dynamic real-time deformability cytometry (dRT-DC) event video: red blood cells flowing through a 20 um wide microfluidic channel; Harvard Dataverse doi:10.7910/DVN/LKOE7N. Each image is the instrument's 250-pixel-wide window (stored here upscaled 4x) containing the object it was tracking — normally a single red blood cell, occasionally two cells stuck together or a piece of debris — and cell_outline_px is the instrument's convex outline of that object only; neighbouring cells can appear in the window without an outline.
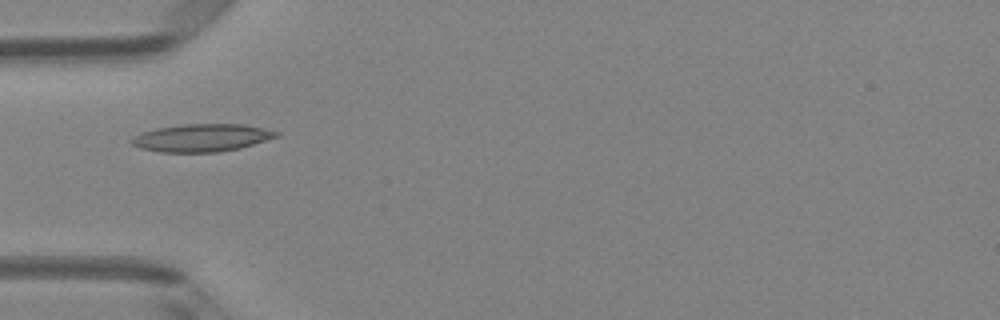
{"species": "Egyptian fruit bat (a non-hibernating species)", "species_latin": "Rousettus aegyptiacus", "temperature_condition": "room temperature", "stored_images_in_passage": 31, "camera_frame_rate_fps": 3000, "um_per_image_px": 0.085, "animal": {"sex": "female"}, "frame": {"image": 1, "passage_image": 1, "time_ms": 0.0, "image_size_px": [1000, 320], "cell_outline_px": [[280, 136], [240, 148], [216, 152], [160, 152], [140, 148], [132, 144], [128, 140], [140, 132], [156, 128], [184, 124], [244, 124], [280, 132]], "centroid_in_image_um": [17.12, 11.71], "position_along_channel_um": 67.9, "area_um2": 23.41}}
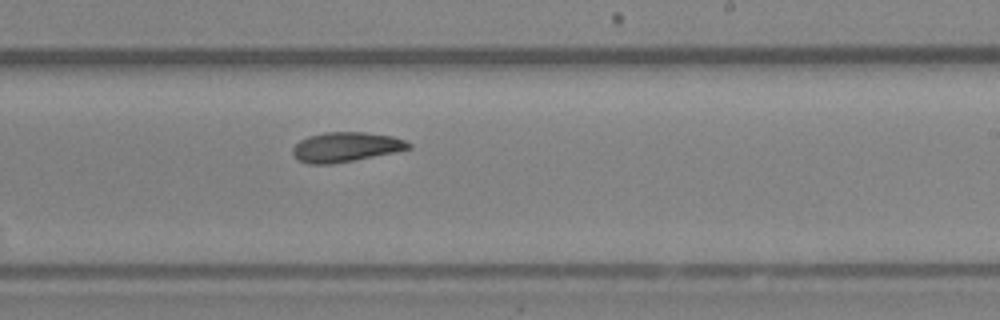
{"frame": {"image": 2, "passage_image": 15, "time_ms": 4.667, "image_size_px": [1000, 320], "cell_outline_px": [[412, 148], [396, 152], [332, 164], [308, 164], [300, 160], [292, 152], [292, 148], [300, 140], [308, 136], [324, 132], [364, 132], [392, 136], [404, 140], [412, 144]], "centroid_in_image_um": [29.41, 12.49], "position_along_channel_um": 259.6, "area_um2": 20.0}}
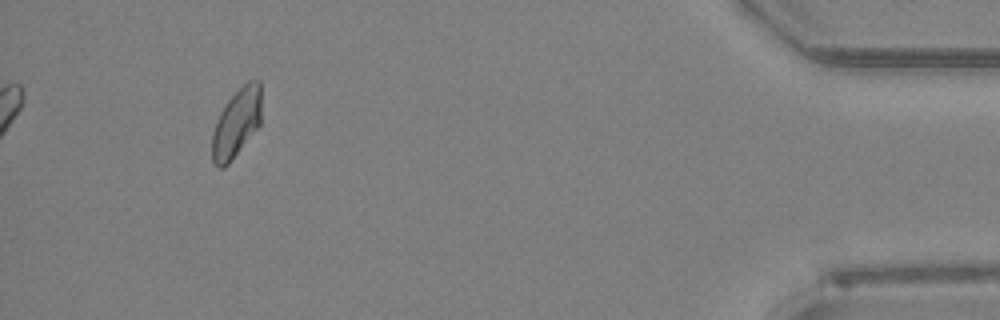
{"frame": {"image": 3, "passage_image": 31, "time_ms": 10.0, "image_size_px": [1000, 320], "cell_outline_px": [[260, 124], [228, 164], [224, 168], [216, 168], [212, 160], [212, 132], [216, 120], [220, 112], [228, 100], [248, 80], [260, 80]], "centroid_in_image_um": [20.07, 10.48], "position_along_channel_um": 415.1, "area_um2": 19.48}, "authors_computed_cell_mechanics": {"area_um2": 19.941, "velocity_mm_per_s": 4.1175, "shape_relaxation_time_tau1_ms": null, "shape_relaxation_time_tau2_ms": 3.8764, "deformation_change_tau1": null, "deformation_change_tau2": 0.0909}}